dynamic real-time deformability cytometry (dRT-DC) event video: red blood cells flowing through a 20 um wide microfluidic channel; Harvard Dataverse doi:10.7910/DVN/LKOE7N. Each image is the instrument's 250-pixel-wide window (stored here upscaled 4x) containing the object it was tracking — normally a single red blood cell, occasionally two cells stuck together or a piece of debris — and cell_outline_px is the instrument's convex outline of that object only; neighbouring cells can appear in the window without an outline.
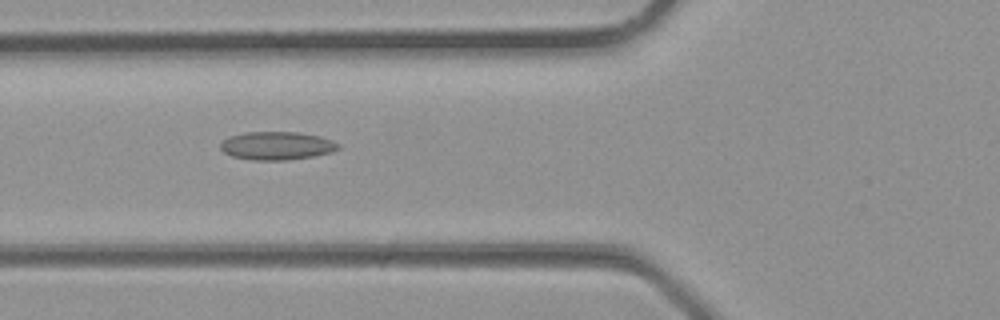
{"species": "common noctule bat (a hibernating species)", "species_latin": "Nyctalus noctula", "temperature_condition": "room temperature", "stored_images_in_passage": 35, "segment_of_instrument_passage": [1, 2], "camera_frame_rate_fps": 3000, "um_per_image_px": 0.085, "animal": {"sex": "male", "body_mass_g": 23.1, "forearm_length_mm": 52.7}, "frame": {"image": 1, "passage_image": 13, "time_ms": 4.0, "image_size_px": [1000, 320], "cell_outline_px": [[340, 148], [332, 152], [312, 156], [284, 160], [252, 160], [232, 156], [224, 152], [220, 148], [220, 144], [228, 136], [248, 132], [296, 132], [320, 136], [332, 140], [340, 144]], "centroid_in_image_um": [23.53, 12.38], "position_along_channel_um": 102.3, "area_um2": 19.31}}
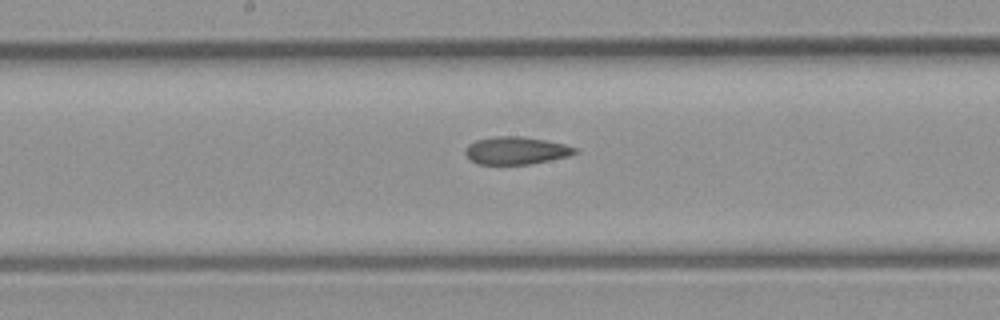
{"frame": {"image": 2, "passage_image": 18, "time_ms": 5.667, "image_size_px": [1000, 320], "cell_outline_px": [[580, 152], [568, 156], [532, 164], [476, 164], [464, 152], [464, 148], [468, 144], [476, 140], [496, 136], [520, 136], [544, 140], [564, 144], [576, 148]], "centroid_in_image_um": [43.86, 12.8], "position_along_channel_um": 204.3, "area_um2": 17.63}}
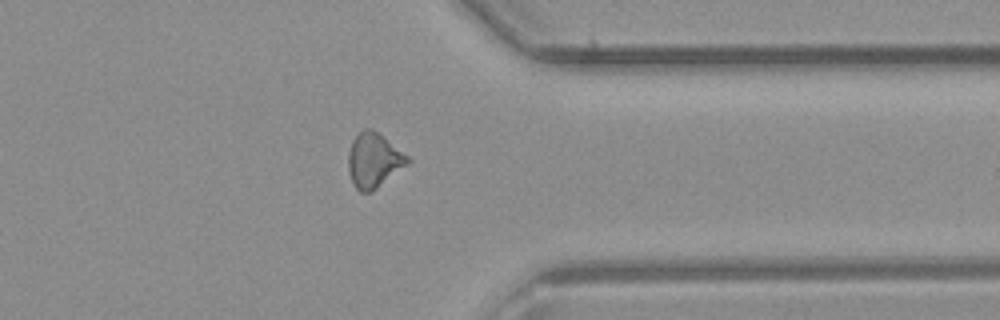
{"frame": {"image": 3, "passage_image": 27, "time_ms": 8.667, "image_size_px": [1000, 320], "cell_outline_px": [[412, 160], [408, 164], [372, 192], [360, 192], [352, 184], [348, 172], [348, 152], [352, 140], [364, 128], [372, 128], [384, 136], [408, 156]], "centroid_in_image_um": [31.76, 13.63], "position_along_channel_um": 379.6, "area_um2": 19.07}}